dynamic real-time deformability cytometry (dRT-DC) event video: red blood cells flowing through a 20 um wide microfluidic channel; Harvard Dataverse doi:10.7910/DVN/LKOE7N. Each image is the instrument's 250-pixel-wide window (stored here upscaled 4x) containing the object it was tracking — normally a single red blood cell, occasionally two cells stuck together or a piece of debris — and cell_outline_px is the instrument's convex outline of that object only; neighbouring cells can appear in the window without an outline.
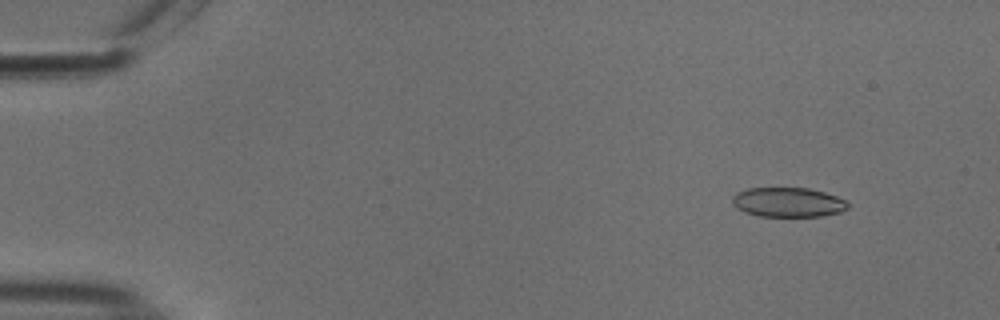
{"species": "common noctule bat (a hibernating species)", "species_latin": "Nyctalus noctula", "temperature_condition": "cold", "stored_images_in_passage": 12, "camera_frame_rate_fps": 3000, "um_per_image_px": 0.085, "animal": {"sex": "male", "body_mass_g": 18.8}, "frame": {"image": 1, "passage_image": 4, "time_ms": 1.0, "image_size_px": [1000, 320], "cell_outline_px": [[848, 208], [840, 212], [820, 216], [760, 216], [744, 212], [736, 208], [732, 204], [732, 196], [736, 192], [748, 188], [808, 188], [824, 192], [848, 200]], "centroid_in_image_um": [66.97, 17.19], "position_along_channel_um": 18.0, "area_um2": 20.0}}